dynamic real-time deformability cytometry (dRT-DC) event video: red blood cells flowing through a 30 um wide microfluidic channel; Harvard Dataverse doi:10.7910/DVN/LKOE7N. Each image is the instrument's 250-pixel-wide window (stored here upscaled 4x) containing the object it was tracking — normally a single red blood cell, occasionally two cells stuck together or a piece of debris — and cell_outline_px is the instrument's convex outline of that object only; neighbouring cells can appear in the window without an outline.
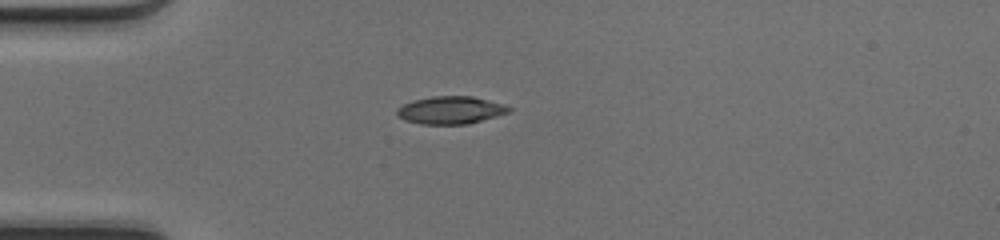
{"species": "common noctule bat (a hibernating species)", "species_latin": "Nyctalus noctula", "temperature_condition": "cold", "stored_images_in_passage": 36, "camera_frame_rate_fps": 3000, "um_per_image_px": 0.085, "animal": {"sex": "female", "body_mass_g": 17.0, "forearm_length_mm": 48.0}, "frame": {"image": 1, "passage_image": 1, "time_ms": 0.0, "image_size_px": [1000, 240], "cell_outline_px": [[512, 112], [468, 124], [420, 124], [404, 120], [396, 116], [396, 108], [412, 100], [432, 96], [472, 96], [504, 104], [512, 108]], "centroid_in_image_um": [38.29, 9.36], "position_along_channel_um": 46.7, "area_um2": 18.26}}
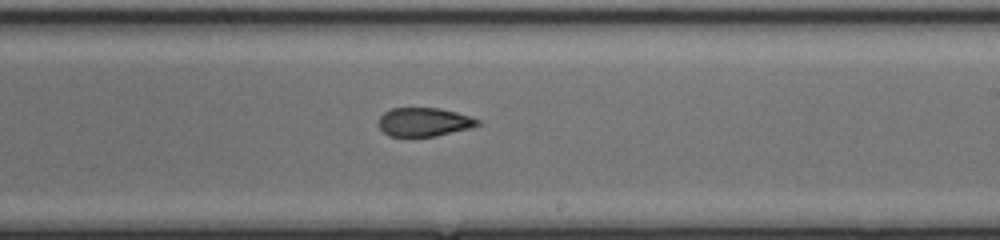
{"frame": {"image": 2, "passage_image": 17, "time_ms": 5.333, "image_size_px": [1000, 240], "cell_outline_px": [[480, 124], [468, 128], [436, 136], [388, 136], [380, 128], [380, 116], [384, 112], [392, 108], [440, 108], [456, 112], [480, 120]], "centroid_in_image_um": [36.03, 10.36], "position_along_channel_um": 253.0, "area_um2": 16.3}}
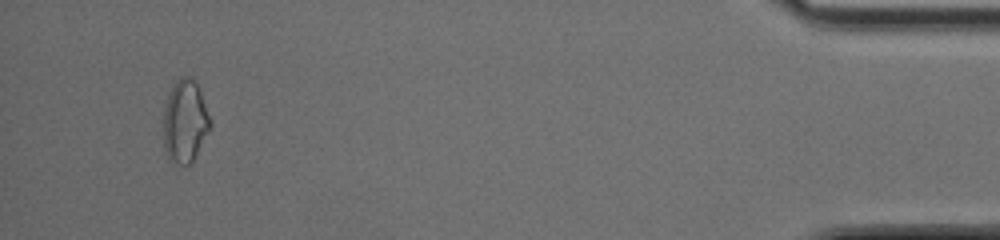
{"frame": {"image": 3, "passage_image": 34, "time_ms": 11.0, "image_size_px": [1000, 240], "cell_outline_px": [[212, 124], [208, 132], [192, 160], [188, 164], [176, 164], [168, 160], [164, 148], [164, 108], [168, 96], [176, 80], [180, 76], [192, 76], [200, 92], [212, 120]], "centroid_in_image_um": [15.72, 10.3], "position_along_channel_um": 419.5, "area_um2": 22.37}, "authors_computed_cell_mechanics": {"area_um2": 17.9758, "velocity_mm_per_s": 4.234, "shape_relaxation_time_tau1_ms": null, "shape_relaxation_time_tau2_ms": 2.4845, "deformation_change_tau1": null, "deformation_change_tau2": 0.0942}}